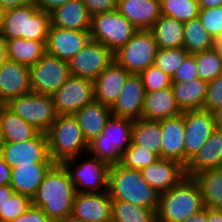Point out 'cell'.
<instances>
[{
	"label": "cell",
	"mask_w": 222,
	"mask_h": 222,
	"mask_svg": "<svg viewBox=\"0 0 222 222\" xmlns=\"http://www.w3.org/2000/svg\"><path fill=\"white\" fill-rule=\"evenodd\" d=\"M77 192L69 173L61 163H55L40 183L32 205L41 208L52 220L72 214V206Z\"/></svg>",
	"instance_id": "6da1fadb"
},
{
	"label": "cell",
	"mask_w": 222,
	"mask_h": 222,
	"mask_svg": "<svg viewBox=\"0 0 222 222\" xmlns=\"http://www.w3.org/2000/svg\"><path fill=\"white\" fill-rule=\"evenodd\" d=\"M112 200L130 202L157 211L160 193L142 177L140 170L127 169L120 163L110 165L108 188Z\"/></svg>",
	"instance_id": "7a4b0ae2"
},
{
	"label": "cell",
	"mask_w": 222,
	"mask_h": 222,
	"mask_svg": "<svg viewBox=\"0 0 222 222\" xmlns=\"http://www.w3.org/2000/svg\"><path fill=\"white\" fill-rule=\"evenodd\" d=\"M203 208L197 182L185 176L173 188L160 194L156 222H183Z\"/></svg>",
	"instance_id": "3957f363"
},
{
	"label": "cell",
	"mask_w": 222,
	"mask_h": 222,
	"mask_svg": "<svg viewBox=\"0 0 222 222\" xmlns=\"http://www.w3.org/2000/svg\"><path fill=\"white\" fill-rule=\"evenodd\" d=\"M50 25V13L30 3L3 12L1 35L4 39L23 38L46 44Z\"/></svg>",
	"instance_id": "277c9868"
},
{
	"label": "cell",
	"mask_w": 222,
	"mask_h": 222,
	"mask_svg": "<svg viewBox=\"0 0 222 222\" xmlns=\"http://www.w3.org/2000/svg\"><path fill=\"white\" fill-rule=\"evenodd\" d=\"M46 135L54 163L62 164L69 159L77 161L83 151L88 153V143L74 115H57Z\"/></svg>",
	"instance_id": "5b68a950"
},
{
	"label": "cell",
	"mask_w": 222,
	"mask_h": 222,
	"mask_svg": "<svg viewBox=\"0 0 222 222\" xmlns=\"http://www.w3.org/2000/svg\"><path fill=\"white\" fill-rule=\"evenodd\" d=\"M133 120L111 116L103 133L88 143V152L109 165L121 162L132 142Z\"/></svg>",
	"instance_id": "8992f818"
},
{
	"label": "cell",
	"mask_w": 222,
	"mask_h": 222,
	"mask_svg": "<svg viewBox=\"0 0 222 222\" xmlns=\"http://www.w3.org/2000/svg\"><path fill=\"white\" fill-rule=\"evenodd\" d=\"M138 29L117 9L92 16L90 38L108 47L113 53L125 45Z\"/></svg>",
	"instance_id": "52a82bcc"
},
{
	"label": "cell",
	"mask_w": 222,
	"mask_h": 222,
	"mask_svg": "<svg viewBox=\"0 0 222 222\" xmlns=\"http://www.w3.org/2000/svg\"><path fill=\"white\" fill-rule=\"evenodd\" d=\"M5 105L39 132L46 133L57 117L52 95L30 92L12 98Z\"/></svg>",
	"instance_id": "ba28073f"
},
{
	"label": "cell",
	"mask_w": 222,
	"mask_h": 222,
	"mask_svg": "<svg viewBox=\"0 0 222 222\" xmlns=\"http://www.w3.org/2000/svg\"><path fill=\"white\" fill-rule=\"evenodd\" d=\"M158 49L150 30H138L114 53V61L130 74H140L154 64Z\"/></svg>",
	"instance_id": "9c48e42d"
},
{
	"label": "cell",
	"mask_w": 222,
	"mask_h": 222,
	"mask_svg": "<svg viewBox=\"0 0 222 222\" xmlns=\"http://www.w3.org/2000/svg\"><path fill=\"white\" fill-rule=\"evenodd\" d=\"M0 155L11 167L31 164H55L50 158L46 133L39 132L24 142H1Z\"/></svg>",
	"instance_id": "30bf717a"
},
{
	"label": "cell",
	"mask_w": 222,
	"mask_h": 222,
	"mask_svg": "<svg viewBox=\"0 0 222 222\" xmlns=\"http://www.w3.org/2000/svg\"><path fill=\"white\" fill-rule=\"evenodd\" d=\"M67 61L45 53L30 67V86L34 93L53 95L70 77Z\"/></svg>",
	"instance_id": "8fae6325"
},
{
	"label": "cell",
	"mask_w": 222,
	"mask_h": 222,
	"mask_svg": "<svg viewBox=\"0 0 222 222\" xmlns=\"http://www.w3.org/2000/svg\"><path fill=\"white\" fill-rule=\"evenodd\" d=\"M114 53L100 42L89 40L69 61L71 76L94 81L112 62Z\"/></svg>",
	"instance_id": "7c38bea8"
},
{
	"label": "cell",
	"mask_w": 222,
	"mask_h": 222,
	"mask_svg": "<svg viewBox=\"0 0 222 222\" xmlns=\"http://www.w3.org/2000/svg\"><path fill=\"white\" fill-rule=\"evenodd\" d=\"M52 97L57 115H74L95 100L93 81L70 76Z\"/></svg>",
	"instance_id": "4fadbf2b"
},
{
	"label": "cell",
	"mask_w": 222,
	"mask_h": 222,
	"mask_svg": "<svg viewBox=\"0 0 222 222\" xmlns=\"http://www.w3.org/2000/svg\"><path fill=\"white\" fill-rule=\"evenodd\" d=\"M71 163L73 165L75 162L69 159L62 164L67 169L70 180L74 184L77 193H98L104 192V190L107 191L110 168L108 163L94 156L89 158L87 162L79 164V166L77 165L73 170ZM81 187L84 188L82 189Z\"/></svg>",
	"instance_id": "5bb4252c"
},
{
	"label": "cell",
	"mask_w": 222,
	"mask_h": 222,
	"mask_svg": "<svg viewBox=\"0 0 222 222\" xmlns=\"http://www.w3.org/2000/svg\"><path fill=\"white\" fill-rule=\"evenodd\" d=\"M185 166L216 129L212 112L204 109L184 111Z\"/></svg>",
	"instance_id": "9a60e30c"
},
{
	"label": "cell",
	"mask_w": 222,
	"mask_h": 222,
	"mask_svg": "<svg viewBox=\"0 0 222 222\" xmlns=\"http://www.w3.org/2000/svg\"><path fill=\"white\" fill-rule=\"evenodd\" d=\"M90 39V31L63 29L50 25L45 44L46 53L68 62Z\"/></svg>",
	"instance_id": "2e32d148"
},
{
	"label": "cell",
	"mask_w": 222,
	"mask_h": 222,
	"mask_svg": "<svg viewBox=\"0 0 222 222\" xmlns=\"http://www.w3.org/2000/svg\"><path fill=\"white\" fill-rule=\"evenodd\" d=\"M71 215L85 222H111L112 199L110 194L107 191L77 193Z\"/></svg>",
	"instance_id": "e0dca14e"
},
{
	"label": "cell",
	"mask_w": 222,
	"mask_h": 222,
	"mask_svg": "<svg viewBox=\"0 0 222 222\" xmlns=\"http://www.w3.org/2000/svg\"><path fill=\"white\" fill-rule=\"evenodd\" d=\"M145 88L139 74H129L124 87L111 107L113 116L138 120L142 118Z\"/></svg>",
	"instance_id": "ac0fdd59"
},
{
	"label": "cell",
	"mask_w": 222,
	"mask_h": 222,
	"mask_svg": "<svg viewBox=\"0 0 222 222\" xmlns=\"http://www.w3.org/2000/svg\"><path fill=\"white\" fill-rule=\"evenodd\" d=\"M30 92V67L7 59L0 66V104Z\"/></svg>",
	"instance_id": "d6986e66"
},
{
	"label": "cell",
	"mask_w": 222,
	"mask_h": 222,
	"mask_svg": "<svg viewBox=\"0 0 222 222\" xmlns=\"http://www.w3.org/2000/svg\"><path fill=\"white\" fill-rule=\"evenodd\" d=\"M140 172L143 179L160 194L173 188L186 176L184 165L165 158H159Z\"/></svg>",
	"instance_id": "ffe728a7"
},
{
	"label": "cell",
	"mask_w": 222,
	"mask_h": 222,
	"mask_svg": "<svg viewBox=\"0 0 222 222\" xmlns=\"http://www.w3.org/2000/svg\"><path fill=\"white\" fill-rule=\"evenodd\" d=\"M159 122L162 133L161 158L175 160L185 166L184 112Z\"/></svg>",
	"instance_id": "44dd1931"
},
{
	"label": "cell",
	"mask_w": 222,
	"mask_h": 222,
	"mask_svg": "<svg viewBox=\"0 0 222 222\" xmlns=\"http://www.w3.org/2000/svg\"><path fill=\"white\" fill-rule=\"evenodd\" d=\"M130 73L113 61L94 81L95 101L112 107L118 99Z\"/></svg>",
	"instance_id": "7402d4cb"
},
{
	"label": "cell",
	"mask_w": 222,
	"mask_h": 222,
	"mask_svg": "<svg viewBox=\"0 0 222 222\" xmlns=\"http://www.w3.org/2000/svg\"><path fill=\"white\" fill-rule=\"evenodd\" d=\"M117 10L138 30H150L161 16L160 0H118Z\"/></svg>",
	"instance_id": "603a6c76"
},
{
	"label": "cell",
	"mask_w": 222,
	"mask_h": 222,
	"mask_svg": "<svg viewBox=\"0 0 222 222\" xmlns=\"http://www.w3.org/2000/svg\"><path fill=\"white\" fill-rule=\"evenodd\" d=\"M222 167V129H215L207 142L187 162L186 176Z\"/></svg>",
	"instance_id": "cb8c5ba5"
},
{
	"label": "cell",
	"mask_w": 222,
	"mask_h": 222,
	"mask_svg": "<svg viewBox=\"0 0 222 222\" xmlns=\"http://www.w3.org/2000/svg\"><path fill=\"white\" fill-rule=\"evenodd\" d=\"M51 25L63 29L90 31L92 16L82 0H71L50 12Z\"/></svg>",
	"instance_id": "d4e9b609"
},
{
	"label": "cell",
	"mask_w": 222,
	"mask_h": 222,
	"mask_svg": "<svg viewBox=\"0 0 222 222\" xmlns=\"http://www.w3.org/2000/svg\"><path fill=\"white\" fill-rule=\"evenodd\" d=\"M183 113L176 102L172 87L146 92L142 109V118L159 121L176 117Z\"/></svg>",
	"instance_id": "484cf974"
},
{
	"label": "cell",
	"mask_w": 222,
	"mask_h": 222,
	"mask_svg": "<svg viewBox=\"0 0 222 222\" xmlns=\"http://www.w3.org/2000/svg\"><path fill=\"white\" fill-rule=\"evenodd\" d=\"M74 116L85 140L89 143L103 133L112 112L110 107L94 100L77 111Z\"/></svg>",
	"instance_id": "4316f807"
},
{
	"label": "cell",
	"mask_w": 222,
	"mask_h": 222,
	"mask_svg": "<svg viewBox=\"0 0 222 222\" xmlns=\"http://www.w3.org/2000/svg\"><path fill=\"white\" fill-rule=\"evenodd\" d=\"M54 164H31L18 165L11 168L10 186L15 193L35 196L40 183L45 178L47 172Z\"/></svg>",
	"instance_id": "83f0119b"
},
{
	"label": "cell",
	"mask_w": 222,
	"mask_h": 222,
	"mask_svg": "<svg viewBox=\"0 0 222 222\" xmlns=\"http://www.w3.org/2000/svg\"><path fill=\"white\" fill-rule=\"evenodd\" d=\"M207 85L208 82L199 77L186 82H173L171 87L179 109L182 112L203 109Z\"/></svg>",
	"instance_id": "f1b7e54d"
},
{
	"label": "cell",
	"mask_w": 222,
	"mask_h": 222,
	"mask_svg": "<svg viewBox=\"0 0 222 222\" xmlns=\"http://www.w3.org/2000/svg\"><path fill=\"white\" fill-rule=\"evenodd\" d=\"M1 142H24L35 137L39 131L5 104H0Z\"/></svg>",
	"instance_id": "f546056e"
},
{
	"label": "cell",
	"mask_w": 222,
	"mask_h": 222,
	"mask_svg": "<svg viewBox=\"0 0 222 222\" xmlns=\"http://www.w3.org/2000/svg\"><path fill=\"white\" fill-rule=\"evenodd\" d=\"M204 207L222 210V167L194 174Z\"/></svg>",
	"instance_id": "4dcf8cb0"
},
{
	"label": "cell",
	"mask_w": 222,
	"mask_h": 222,
	"mask_svg": "<svg viewBox=\"0 0 222 222\" xmlns=\"http://www.w3.org/2000/svg\"><path fill=\"white\" fill-rule=\"evenodd\" d=\"M158 48L183 47L184 23L161 15L150 28Z\"/></svg>",
	"instance_id": "1f68e13d"
},
{
	"label": "cell",
	"mask_w": 222,
	"mask_h": 222,
	"mask_svg": "<svg viewBox=\"0 0 222 222\" xmlns=\"http://www.w3.org/2000/svg\"><path fill=\"white\" fill-rule=\"evenodd\" d=\"M5 41L8 59L28 67L35 64L46 53L45 43L41 41L23 38L5 39Z\"/></svg>",
	"instance_id": "d6a6232c"
},
{
	"label": "cell",
	"mask_w": 222,
	"mask_h": 222,
	"mask_svg": "<svg viewBox=\"0 0 222 222\" xmlns=\"http://www.w3.org/2000/svg\"><path fill=\"white\" fill-rule=\"evenodd\" d=\"M132 143L151 150L161 158L162 133L160 122L143 118L134 120Z\"/></svg>",
	"instance_id": "836d02e7"
},
{
	"label": "cell",
	"mask_w": 222,
	"mask_h": 222,
	"mask_svg": "<svg viewBox=\"0 0 222 222\" xmlns=\"http://www.w3.org/2000/svg\"><path fill=\"white\" fill-rule=\"evenodd\" d=\"M183 48L195 54L214 48L215 39L202 25L199 17L184 23Z\"/></svg>",
	"instance_id": "e575fe53"
},
{
	"label": "cell",
	"mask_w": 222,
	"mask_h": 222,
	"mask_svg": "<svg viewBox=\"0 0 222 222\" xmlns=\"http://www.w3.org/2000/svg\"><path fill=\"white\" fill-rule=\"evenodd\" d=\"M111 222H156V212L130 202L112 200Z\"/></svg>",
	"instance_id": "d590c367"
},
{
	"label": "cell",
	"mask_w": 222,
	"mask_h": 222,
	"mask_svg": "<svg viewBox=\"0 0 222 222\" xmlns=\"http://www.w3.org/2000/svg\"><path fill=\"white\" fill-rule=\"evenodd\" d=\"M161 15L169 16L180 22H188L198 17V0H160Z\"/></svg>",
	"instance_id": "8d00e7d4"
},
{
	"label": "cell",
	"mask_w": 222,
	"mask_h": 222,
	"mask_svg": "<svg viewBox=\"0 0 222 222\" xmlns=\"http://www.w3.org/2000/svg\"><path fill=\"white\" fill-rule=\"evenodd\" d=\"M199 78L206 82L222 74V58L215 48L193 54Z\"/></svg>",
	"instance_id": "74e56055"
},
{
	"label": "cell",
	"mask_w": 222,
	"mask_h": 222,
	"mask_svg": "<svg viewBox=\"0 0 222 222\" xmlns=\"http://www.w3.org/2000/svg\"><path fill=\"white\" fill-rule=\"evenodd\" d=\"M159 159V156L142 146L134 145L123 153L120 164L127 169L142 170Z\"/></svg>",
	"instance_id": "f35d334b"
},
{
	"label": "cell",
	"mask_w": 222,
	"mask_h": 222,
	"mask_svg": "<svg viewBox=\"0 0 222 222\" xmlns=\"http://www.w3.org/2000/svg\"><path fill=\"white\" fill-rule=\"evenodd\" d=\"M188 51L183 47L159 48L154 60V65L164 73L173 77L179 65L188 55Z\"/></svg>",
	"instance_id": "ab89813d"
},
{
	"label": "cell",
	"mask_w": 222,
	"mask_h": 222,
	"mask_svg": "<svg viewBox=\"0 0 222 222\" xmlns=\"http://www.w3.org/2000/svg\"><path fill=\"white\" fill-rule=\"evenodd\" d=\"M32 205L29 196L14 193L10 198L0 203V222H10L25 213Z\"/></svg>",
	"instance_id": "60d3db41"
},
{
	"label": "cell",
	"mask_w": 222,
	"mask_h": 222,
	"mask_svg": "<svg viewBox=\"0 0 222 222\" xmlns=\"http://www.w3.org/2000/svg\"><path fill=\"white\" fill-rule=\"evenodd\" d=\"M145 92L158 91L172 86V77L164 73L157 66L150 65L146 70L140 74Z\"/></svg>",
	"instance_id": "b9f144b4"
},
{
	"label": "cell",
	"mask_w": 222,
	"mask_h": 222,
	"mask_svg": "<svg viewBox=\"0 0 222 222\" xmlns=\"http://www.w3.org/2000/svg\"><path fill=\"white\" fill-rule=\"evenodd\" d=\"M198 17L214 39L222 36V6L200 9Z\"/></svg>",
	"instance_id": "7bdbcfd3"
},
{
	"label": "cell",
	"mask_w": 222,
	"mask_h": 222,
	"mask_svg": "<svg viewBox=\"0 0 222 222\" xmlns=\"http://www.w3.org/2000/svg\"><path fill=\"white\" fill-rule=\"evenodd\" d=\"M222 106V74L208 82L204 110L212 112Z\"/></svg>",
	"instance_id": "ee69618b"
},
{
	"label": "cell",
	"mask_w": 222,
	"mask_h": 222,
	"mask_svg": "<svg viewBox=\"0 0 222 222\" xmlns=\"http://www.w3.org/2000/svg\"><path fill=\"white\" fill-rule=\"evenodd\" d=\"M198 77L194 55L188 54L173 75L172 82H186Z\"/></svg>",
	"instance_id": "f6af8a7d"
},
{
	"label": "cell",
	"mask_w": 222,
	"mask_h": 222,
	"mask_svg": "<svg viewBox=\"0 0 222 222\" xmlns=\"http://www.w3.org/2000/svg\"><path fill=\"white\" fill-rule=\"evenodd\" d=\"M91 16L117 9L118 0H82Z\"/></svg>",
	"instance_id": "bcb514c9"
},
{
	"label": "cell",
	"mask_w": 222,
	"mask_h": 222,
	"mask_svg": "<svg viewBox=\"0 0 222 222\" xmlns=\"http://www.w3.org/2000/svg\"><path fill=\"white\" fill-rule=\"evenodd\" d=\"M10 222H52V220L41 208L31 205L25 213Z\"/></svg>",
	"instance_id": "7dc6e473"
},
{
	"label": "cell",
	"mask_w": 222,
	"mask_h": 222,
	"mask_svg": "<svg viewBox=\"0 0 222 222\" xmlns=\"http://www.w3.org/2000/svg\"><path fill=\"white\" fill-rule=\"evenodd\" d=\"M69 1L71 0H33V3L38 7L39 10L50 13L57 7L62 6Z\"/></svg>",
	"instance_id": "c3c4849f"
},
{
	"label": "cell",
	"mask_w": 222,
	"mask_h": 222,
	"mask_svg": "<svg viewBox=\"0 0 222 222\" xmlns=\"http://www.w3.org/2000/svg\"><path fill=\"white\" fill-rule=\"evenodd\" d=\"M11 167L6 163L0 155V185H10Z\"/></svg>",
	"instance_id": "681fc988"
},
{
	"label": "cell",
	"mask_w": 222,
	"mask_h": 222,
	"mask_svg": "<svg viewBox=\"0 0 222 222\" xmlns=\"http://www.w3.org/2000/svg\"><path fill=\"white\" fill-rule=\"evenodd\" d=\"M30 3H33V0H0V9L4 12Z\"/></svg>",
	"instance_id": "f907efd6"
},
{
	"label": "cell",
	"mask_w": 222,
	"mask_h": 222,
	"mask_svg": "<svg viewBox=\"0 0 222 222\" xmlns=\"http://www.w3.org/2000/svg\"><path fill=\"white\" fill-rule=\"evenodd\" d=\"M183 222H208L207 220V207L203 208L201 211L193 214L192 216L188 217Z\"/></svg>",
	"instance_id": "816d5d0a"
},
{
	"label": "cell",
	"mask_w": 222,
	"mask_h": 222,
	"mask_svg": "<svg viewBox=\"0 0 222 222\" xmlns=\"http://www.w3.org/2000/svg\"><path fill=\"white\" fill-rule=\"evenodd\" d=\"M208 222H222V210L207 207Z\"/></svg>",
	"instance_id": "f5cc1de1"
},
{
	"label": "cell",
	"mask_w": 222,
	"mask_h": 222,
	"mask_svg": "<svg viewBox=\"0 0 222 222\" xmlns=\"http://www.w3.org/2000/svg\"><path fill=\"white\" fill-rule=\"evenodd\" d=\"M15 193L10 185H0V203L10 198Z\"/></svg>",
	"instance_id": "db71d44e"
},
{
	"label": "cell",
	"mask_w": 222,
	"mask_h": 222,
	"mask_svg": "<svg viewBox=\"0 0 222 222\" xmlns=\"http://www.w3.org/2000/svg\"><path fill=\"white\" fill-rule=\"evenodd\" d=\"M200 9L222 6V0H198Z\"/></svg>",
	"instance_id": "11a10c76"
},
{
	"label": "cell",
	"mask_w": 222,
	"mask_h": 222,
	"mask_svg": "<svg viewBox=\"0 0 222 222\" xmlns=\"http://www.w3.org/2000/svg\"><path fill=\"white\" fill-rule=\"evenodd\" d=\"M8 59L6 41L0 34V66L3 65Z\"/></svg>",
	"instance_id": "9f6ffc18"
},
{
	"label": "cell",
	"mask_w": 222,
	"mask_h": 222,
	"mask_svg": "<svg viewBox=\"0 0 222 222\" xmlns=\"http://www.w3.org/2000/svg\"><path fill=\"white\" fill-rule=\"evenodd\" d=\"M213 121L216 129H222V106L212 111Z\"/></svg>",
	"instance_id": "6f0895ef"
},
{
	"label": "cell",
	"mask_w": 222,
	"mask_h": 222,
	"mask_svg": "<svg viewBox=\"0 0 222 222\" xmlns=\"http://www.w3.org/2000/svg\"><path fill=\"white\" fill-rule=\"evenodd\" d=\"M52 222H85V221L70 215L62 219L54 220Z\"/></svg>",
	"instance_id": "680465c9"
},
{
	"label": "cell",
	"mask_w": 222,
	"mask_h": 222,
	"mask_svg": "<svg viewBox=\"0 0 222 222\" xmlns=\"http://www.w3.org/2000/svg\"><path fill=\"white\" fill-rule=\"evenodd\" d=\"M214 48L218 51L220 57L222 58V36L215 39Z\"/></svg>",
	"instance_id": "91938a15"
},
{
	"label": "cell",
	"mask_w": 222,
	"mask_h": 222,
	"mask_svg": "<svg viewBox=\"0 0 222 222\" xmlns=\"http://www.w3.org/2000/svg\"><path fill=\"white\" fill-rule=\"evenodd\" d=\"M3 11L0 9V34L2 32Z\"/></svg>",
	"instance_id": "94428289"
},
{
	"label": "cell",
	"mask_w": 222,
	"mask_h": 222,
	"mask_svg": "<svg viewBox=\"0 0 222 222\" xmlns=\"http://www.w3.org/2000/svg\"><path fill=\"white\" fill-rule=\"evenodd\" d=\"M0 143H1V125H0Z\"/></svg>",
	"instance_id": "6125c7cd"
}]
</instances>
